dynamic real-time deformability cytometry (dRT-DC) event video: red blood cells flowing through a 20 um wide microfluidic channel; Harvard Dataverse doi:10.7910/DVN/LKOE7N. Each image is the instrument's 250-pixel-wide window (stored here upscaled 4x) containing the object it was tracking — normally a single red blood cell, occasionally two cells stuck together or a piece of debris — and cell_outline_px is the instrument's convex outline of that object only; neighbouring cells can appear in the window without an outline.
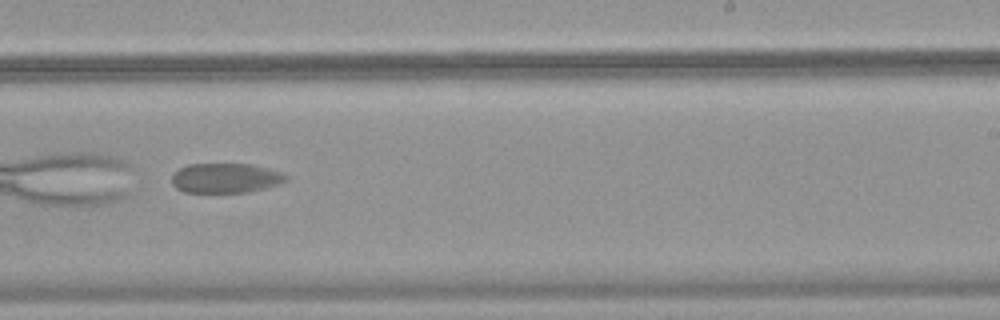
{"species": "common noctule bat (a hibernating species)", "species_latin": "Nyctalus noctula", "temperature_condition": "warm", "stored_images_in_passage": 27, "camera_frame_rate_fps": 3000, "um_per_image_px": 0.085, "animal": {"sex": "female", "body_mass_g": 18.4}, "frame": {"image": 1, "passage_image": 16, "time_ms": 5.0, "image_size_px": [1000, 320], "cell_outline_px": [[288, 180], [280, 184], [248, 192], [184, 192], [176, 188], [172, 184], [172, 176], [180, 168], [188, 164], [252, 164], [284, 172], [288, 176]], "centroid_in_image_um": [19.22, 15.13], "position_along_channel_um": 269.8, "area_um2": 19.88}}